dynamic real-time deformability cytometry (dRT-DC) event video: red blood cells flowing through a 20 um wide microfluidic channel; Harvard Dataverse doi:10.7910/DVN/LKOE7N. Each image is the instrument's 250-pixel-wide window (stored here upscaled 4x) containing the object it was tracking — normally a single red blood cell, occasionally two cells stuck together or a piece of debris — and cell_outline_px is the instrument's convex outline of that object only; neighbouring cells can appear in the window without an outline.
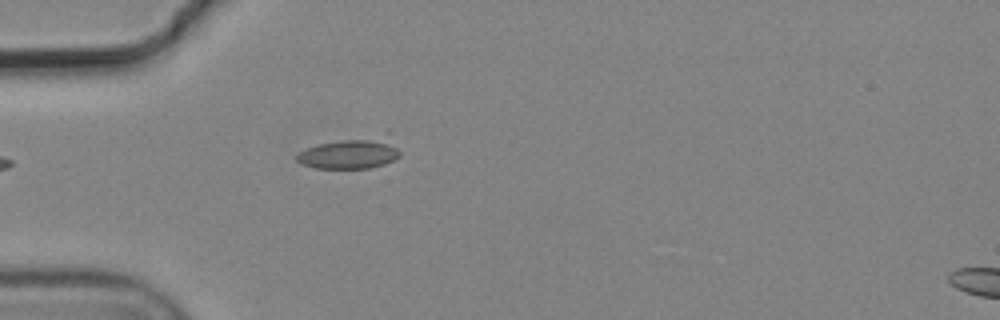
{"species": "common noctule bat (a hibernating species)", "species_latin": "Nyctalus noctula", "temperature_condition": "cold", "stored_images_in_passage": 3, "camera_frame_rate_fps": 3000, "um_per_image_px": 0.085, "animal": {"sex": "male", "body_mass_g": 19.2, "forearm_length_mm": 51.8}, "frame": {"image": 1, "passage_image": 3, "time_ms": 0.667, "image_size_px": [1000, 320], "cell_outline_px": [[400, 156], [384, 164], [368, 168], [316, 168], [300, 164], [296, 160], [296, 156], [304, 148], [316, 144], [388, 128], [392, 128], [400, 152]], "centroid_in_image_um": [29.97, 12.87], "position_along_channel_um": 55.0, "area_um2": 20.69}}